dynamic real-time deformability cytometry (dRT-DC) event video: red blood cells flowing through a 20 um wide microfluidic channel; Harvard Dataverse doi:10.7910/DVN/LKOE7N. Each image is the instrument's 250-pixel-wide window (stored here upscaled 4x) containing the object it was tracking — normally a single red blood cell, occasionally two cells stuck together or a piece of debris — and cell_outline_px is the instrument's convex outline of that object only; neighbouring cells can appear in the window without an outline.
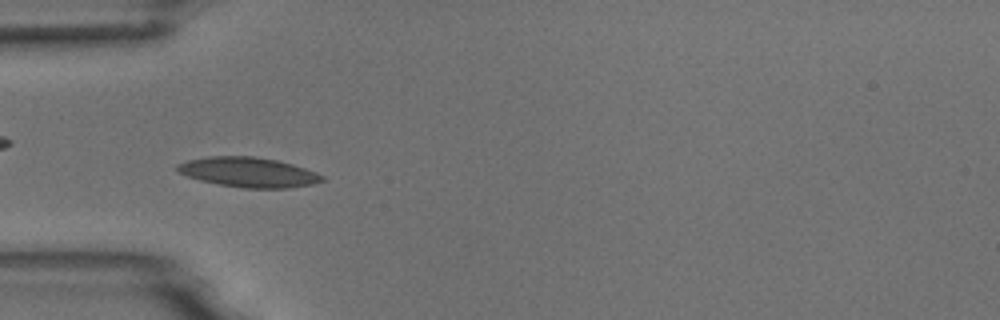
{"species": "common noctule bat (a hibernating species)", "species_latin": "Nyctalus noctula", "temperature_condition": "room temperature", "stored_images_in_passage": 9, "camera_frame_rate_fps": 3000, "um_per_image_px": 0.085, "animal": {"sex": "male", "body_mass_g": 18.8}, "frame": {"image": 1, "passage_image": 6, "time_ms": 5.667, "image_size_px": [1000, 320], "cell_outline_px": [[324, 180], [312, 184], [288, 188], [244, 188], [220, 184], [200, 180], [188, 176], [180, 172], [176, 168], [176, 164], [188, 160], [208, 156], [256, 156], [276, 160], [292, 164], [316, 172], [324, 176]], "centroid_in_image_um": [21.12, 14.63], "position_along_channel_um": 63.9, "area_um2": 25.03}}